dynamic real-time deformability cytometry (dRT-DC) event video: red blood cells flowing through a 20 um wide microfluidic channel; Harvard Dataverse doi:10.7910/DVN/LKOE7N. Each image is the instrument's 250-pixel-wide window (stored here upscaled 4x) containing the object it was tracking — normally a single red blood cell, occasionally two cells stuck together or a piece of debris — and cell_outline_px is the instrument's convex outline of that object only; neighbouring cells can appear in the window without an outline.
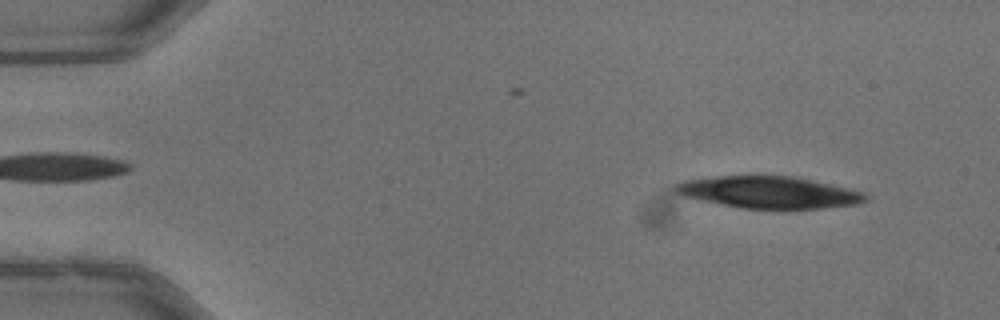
{"species": "common noctule bat (a hibernating species)", "species_latin": "Nyctalus noctula", "temperature_condition": "warm", "stored_images_in_passage": 52, "camera_frame_rate_fps": 3000, "um_per_image_px": 0.085, "animal": {"sex": "male", "body_mass_g": 13.3}, "frame": {"image": 1, "passage_image": 5, "time_ms": 1.333, "image_size_px": [1000, 320], "cell_outline_px": [[868, 200], [856, 204], [784, 212], [744, 208], [700, 200], [684, 196], [676, 192], [672, 188], [676, 184], [684, 180], [720, 176], [792, 176], [812, 180], [860, 192], [868, 196]], "centroid_in_image_um": [65.34, 16.38], "position_along_channel_um": 19.7, "area_um2": 35.66}}
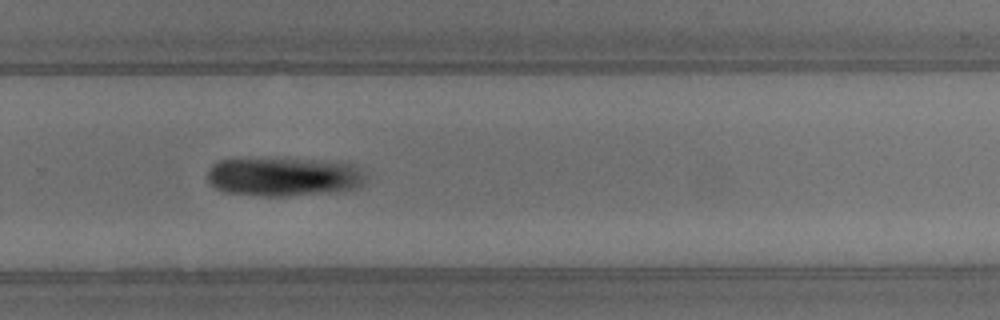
{"frame": {"image": 2, "passage_image": 35, "time_ms": 11.333, "image_size_px": [1000, 320], "cell_outline_px": [[368, 180], [364, 184], [356, 188], [336, 192], [288, 196], [260, 196], [224, 192], [208, 184], [208, 172], [212, 164], [220, 160], [236, 156], [312, 160], [352, 164], [368, 172]], "centroid_in_image_um": [24.1, 15.0], "position_along_channel_um": 305.7, "area_um2": 37.11}}